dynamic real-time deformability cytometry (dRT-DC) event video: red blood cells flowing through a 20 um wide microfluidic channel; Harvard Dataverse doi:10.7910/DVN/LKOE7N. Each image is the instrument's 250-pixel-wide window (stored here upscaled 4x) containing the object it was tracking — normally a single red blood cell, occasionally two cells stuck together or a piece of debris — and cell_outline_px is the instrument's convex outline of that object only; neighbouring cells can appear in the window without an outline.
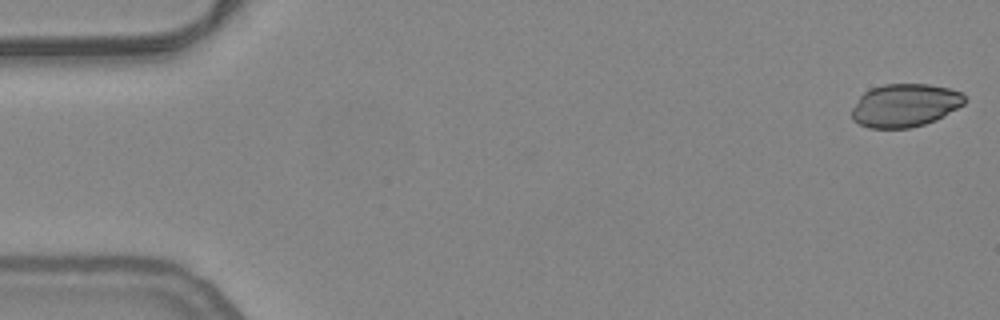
{"species": "common noctule bat (a hibernating species)", "species_latin": "Nyctalus noctula", "temperature_condition": "warm", "stored_images_in_passage": 5, "camera_frame_rate_fps": 3000, "um_per_image_px": 0.085, "animal": {"sex": "female", "body_mass_g": 24.6, "forearm_length_mm": 56.2}, "frame": {"image": 1, "passage_image": 1, "time_ms": 0.0, "image_size_px": [1000, 320], "cell_outline_px": [[968, 100], [964, 104], [936, 120], [912, 128], [868, 128], [852, 120], [852, 108], [860, 96], [864, 92], [872, 88], [884, 84], [928, 84], [948, 88], [960, 92]], "centroid_in_image_um": [76.91, 8.96], "position_along_channel_um": 8.1, "area_um2": 28.38}}